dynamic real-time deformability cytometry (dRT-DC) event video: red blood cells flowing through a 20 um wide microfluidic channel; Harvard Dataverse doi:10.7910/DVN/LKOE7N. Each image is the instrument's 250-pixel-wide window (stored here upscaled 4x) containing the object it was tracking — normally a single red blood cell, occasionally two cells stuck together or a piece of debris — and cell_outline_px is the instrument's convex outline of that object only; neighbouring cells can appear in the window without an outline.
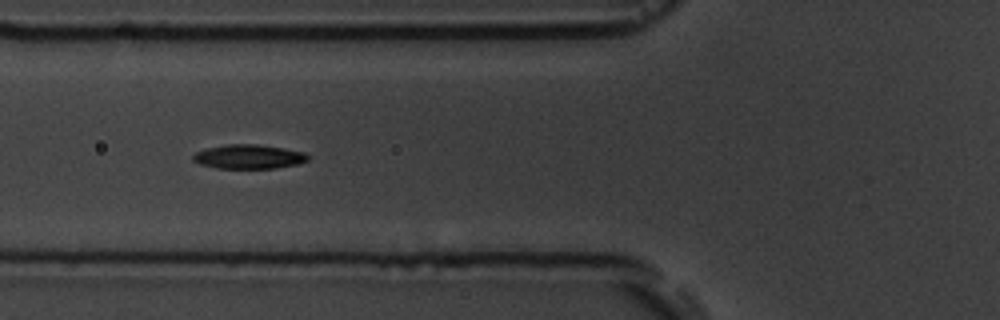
{"species": "common noctule bat (a hibernating species)", "species_latin": "Nyctalus noctula", "temperature_condition": "room temperature", "stored_images_in_passage": 10, "camera_frame_rate_fps": 3000, "um_per_image_px": 0.085, "animal": {"sex": "male", "body_mass_g": 19.5, "forearm_length_mm": 54.6}, "frame": {"image": 1, "passage_image": 5, "time_ms": 4.667, "image_size_px": [1000, 320], "cell_outline_px": [[308, 160], [296, 164], [276, 168], [216, 168], [200, 164], [192, 160], [192, 156], [196, 152], [208, 148], [228, 144], [260, 144], [284, 148], [304, 152], [308, 156]], "centroid_in_image_um": [21.13, 13.31], "position_along_channel_um": 104.7, "area_um2": 16.13}}
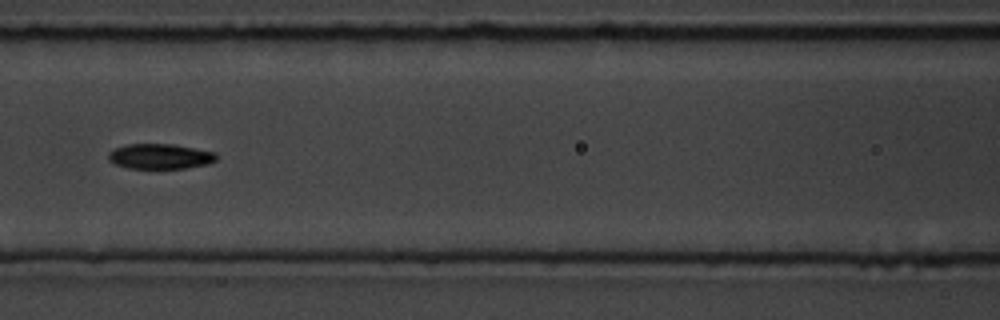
{"frame": {"image": 2, "passage_image": 6, "time_ms": 6.0, "image_size_px": [1000, 320], "cell_outline_px": [[216, 160], [208, 164], [184, 168], [128, 168], [116, 164], [108, 160], [108, 152], [116, 148], [128, 144], [172, 144], [216, 152]], "centroid_in_image_um": [13.6, 13.29], "position_along_channel_um": 153.0, "area_um2": 15.72}}
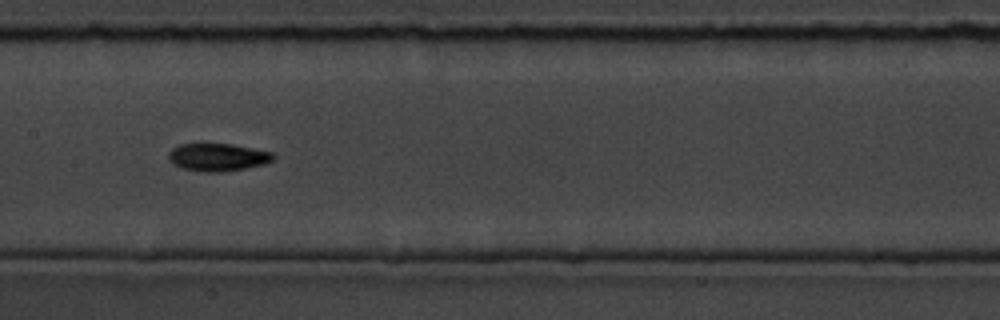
{"frame": {"image": 3, "passage_image": 7, "time_ms": 7.0, "image_size_px": [1000, 320], "cell_outline_px": [[276, 156], [272, 160], [264, 164], [224, 172], [204, 172], [180, 168], [172, 164], [168, 160], [168, 152], [172, 148], [180, 144], [232, 144], [272, 152]], "centroid_in_image_um": [18.47, 13.37], "position_along_channel_um": 188.9, "area_um2": 16.99}}